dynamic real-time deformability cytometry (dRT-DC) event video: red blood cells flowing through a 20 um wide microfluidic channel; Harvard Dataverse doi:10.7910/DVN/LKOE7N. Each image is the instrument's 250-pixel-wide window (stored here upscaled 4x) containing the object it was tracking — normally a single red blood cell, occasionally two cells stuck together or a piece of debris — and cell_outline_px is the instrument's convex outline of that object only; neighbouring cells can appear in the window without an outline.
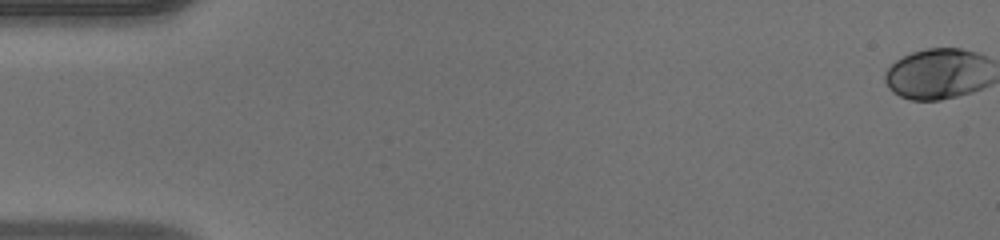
{"species": "human", "species_latin": "Homo sapiens", "temperature_condition": "warm", "stored_images_in_passage": 48, "camera_frame_rate_fps": 3000, "um_per_image_px": 0.085, "donor": {"sex": "male"}, "frame": {"image": 1, "passage_image": 1, "time_ms": 0.0, "image_size_px": [1000, 240], "cell_outline_px": [[968, 52], [960, 92], [948, 96], [932, 100], [916, 100], [904, 96], [896, 92], [888, 84], [888, 72], [900, 60], [908, 56], [920, 52], [936, 48], [952, 48]], "centroid_in_image_um": [78.99, 6.3], "position_along_channel_um": 6.0, "area_um2": 23.35}}
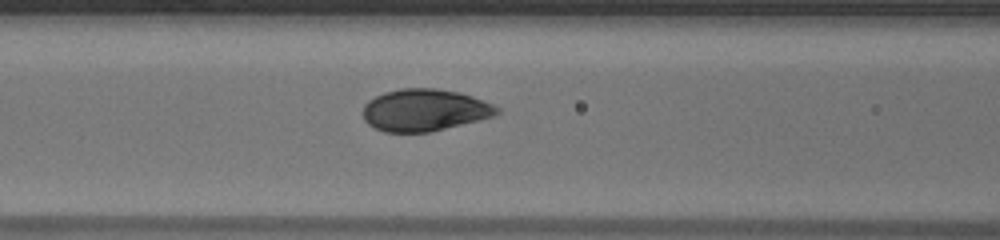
{"frame": {"image": 2, "passage_image": 21, "time_ms": 6.667, "image_size_px": [1000, 240], "cell_outline_px": [[492, 112], [484, 116], [420, 132], [392, 132], [380, 128], [372, 124], [368, 120], [364, 112], [364, 108], [372, 100], [380, 96], [392, 92], [448, 92], [468, 96], [492, 108]], "centroid_in_image_um": [35.9, 9.41], "position_along_channel_um": 130.7, "area_um2": 27.74}}
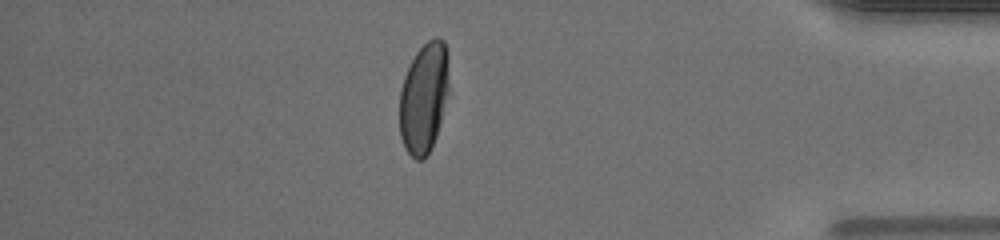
{"frame": {"image": 3, "passage_image": 42, "time_ms": 13.667, "image_size_px": [1000, 240], "cell_outline_px": [[444, 84], [436, 132], [432, 144], [428, 152], [424, 156], [412, 156], [404, 144], [400, 132], [400, 96], [404, 80], [416, 56], [424, 44], [432, 40], [440, 40], [444, 44]], "centroid_in_image_um": [35.91, 8.38], "position_along_channel_um": 399.3, "area_um2": 27.86}}